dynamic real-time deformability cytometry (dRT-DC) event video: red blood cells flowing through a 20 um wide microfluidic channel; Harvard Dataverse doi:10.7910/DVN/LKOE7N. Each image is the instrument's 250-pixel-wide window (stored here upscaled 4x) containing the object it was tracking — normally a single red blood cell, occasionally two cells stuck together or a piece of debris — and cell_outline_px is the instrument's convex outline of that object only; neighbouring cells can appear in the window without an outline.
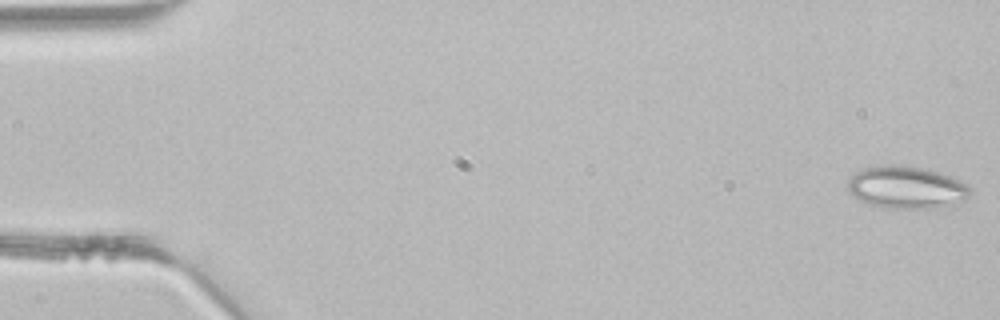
{"species": "common noctule bat (a hibernating species)", "species_latin": "Nyctalus noctula", "temperature_condition": "room temperature", "stored_images_in_passage": 4, "camera_frame_rate_fps": 3000, "um_per_image_px": 0.085, "animal": {"sex": "male", "body_mass_g": 21.5, "forearm_length_mm": 52.0}, "frame": {"image": 1, "passage_image": 1, "time_ms": 0.0, "image_size_px": [1000, 320], "cell_outline_px": [[972, 192], [964, 200], [936, 208], [884, 208], [860, 200], [848, 192], [848, 180], [856, 172], [864, 168], [920, 168], [936, 172], [948, 176], [964, 184]], "centroid_in_image_um": [77.03, 15.99], "position_along_channel_um": 8.0, "area_um2": 28.73}}